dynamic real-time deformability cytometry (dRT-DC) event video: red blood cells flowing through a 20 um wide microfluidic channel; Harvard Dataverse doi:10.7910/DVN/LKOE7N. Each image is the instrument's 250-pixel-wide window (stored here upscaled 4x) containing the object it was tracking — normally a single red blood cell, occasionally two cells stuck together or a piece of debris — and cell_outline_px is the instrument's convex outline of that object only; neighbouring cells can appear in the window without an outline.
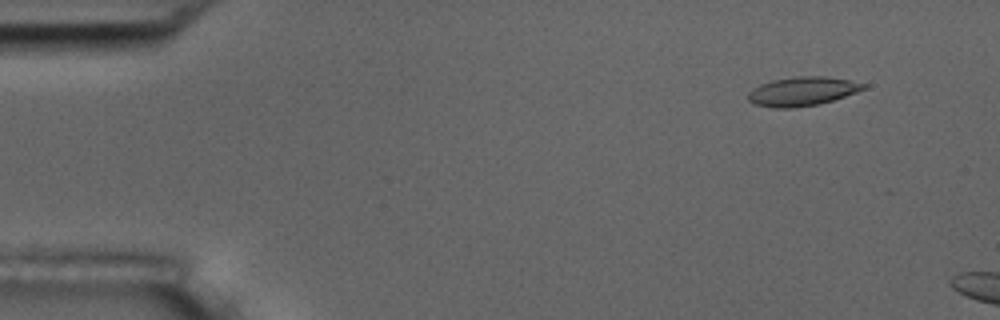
{"species": "common noctule bat (a hibernating species)", "species_latin": "Nyctalus noctula", "temperature_condition": "room temperature", "stored_images_in_passage": 6, "camera_frame_rate_fps": 3000, "um_per_image_px": 0.085, "animal": {"sex": "male", "body_mass_g": 17.5, "forearm_length_mm": 52.3}, "frame": {"image": 1, "passage_image": 2, "time_ms": 1.0, "image_size_px": [1000, 320], "cell_outline_px": [[868, 84], [864, 88], [856, 92], [820, 104], [792, 108], [776, 108], [752, 104], [748, 100], [748, 92], [752, 88], [760, 84], [772, 80], [796, 76], [824, 76], [848, 80]], "centroid_in_image_um": [68.14, 7.76], "position_along_channel_um": 16.9, "area_um2": 19.48}}